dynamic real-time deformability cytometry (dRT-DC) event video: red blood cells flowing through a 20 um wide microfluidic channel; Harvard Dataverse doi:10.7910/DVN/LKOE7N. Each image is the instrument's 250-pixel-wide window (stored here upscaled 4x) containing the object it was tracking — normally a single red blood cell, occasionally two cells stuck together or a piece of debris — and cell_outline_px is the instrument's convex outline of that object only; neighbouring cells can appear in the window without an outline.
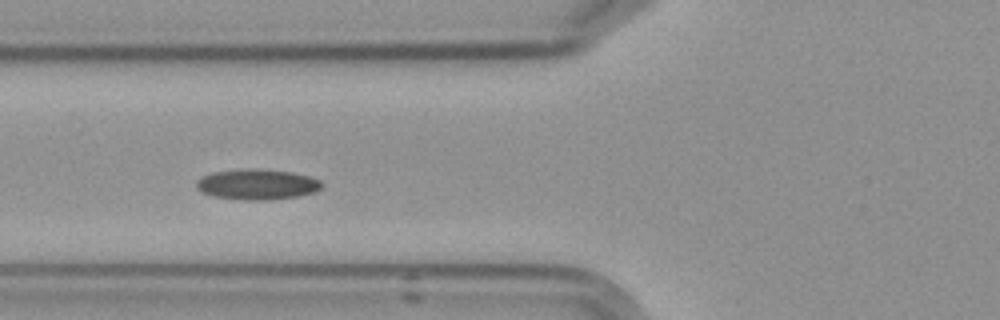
{"species": "Egyptian fruit bat (a non-hibernating species)", "species_latin": "Rousettus aegyptiacus", "temperature_condition": "cold", "stored_images_in_passage": 9, "camera_frame_rate_fps": 3000, "um_per_image_px": 0.085, "frame": {"image": 1, "passage_image": 2, "time_ms": 1.0, "image_size_px": [1000, 320], "cell_outline_px": [[324, 184], [316, 192], [300, 196], [268, 200], [244, 200], [212, 196], [200, 192], [196, 188], [196, 180], [200, 176], [212, 172], [248, 168], [252, 168], [292, 172], [308, 176], [320, 180]], "centroid_in_image_um": [21.83, 15.67], "position_along_channel_um": 104.0, "area_um2": 22.6}}